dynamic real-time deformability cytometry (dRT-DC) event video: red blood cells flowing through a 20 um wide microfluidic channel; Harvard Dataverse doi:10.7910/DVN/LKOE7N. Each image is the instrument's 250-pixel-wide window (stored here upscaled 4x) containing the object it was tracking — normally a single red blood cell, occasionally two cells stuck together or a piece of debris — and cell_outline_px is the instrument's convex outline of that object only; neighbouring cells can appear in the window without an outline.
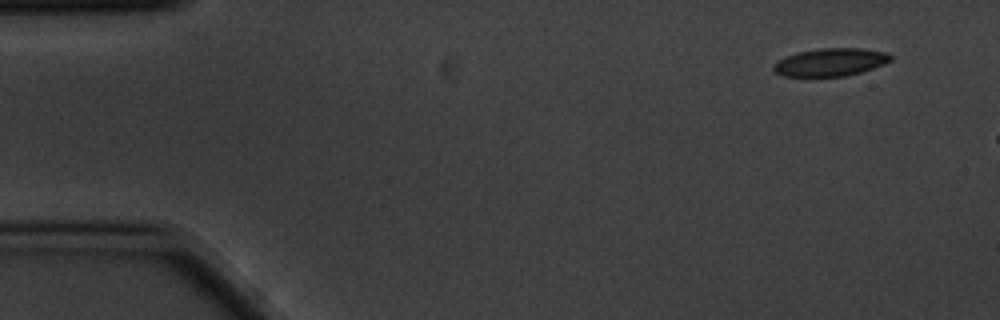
{"species": "common noctule bat (a hibernating species)", "species_latin": "Nyctalus noctula", "temperature_condition": "cold", "stored_images_in_passage": 2, "camera_frame_rate_fps": 3000, "um_per_image_px": 0.085, "animal": {"sex": "male", "body_mass_g": 20.1, "forearm_length_mm": 53.5}, "frame": {"image": 1, "passage_image": 1, "time_ms": 0.0, "image_size_px": [1000, 320], "cell_outline_px": [[892, 60], [884, 64], [860, 72], [844, 76], [784, 76], [772, 72], [772, 64], [776, 60], [800, 52], [820, 48], [860, 48], [888, 52], [892, 56]], "centroid_in_image_um": [70.57, 5.28], "position_along_channel_um": 14.4, "area_um2": 19.02}}